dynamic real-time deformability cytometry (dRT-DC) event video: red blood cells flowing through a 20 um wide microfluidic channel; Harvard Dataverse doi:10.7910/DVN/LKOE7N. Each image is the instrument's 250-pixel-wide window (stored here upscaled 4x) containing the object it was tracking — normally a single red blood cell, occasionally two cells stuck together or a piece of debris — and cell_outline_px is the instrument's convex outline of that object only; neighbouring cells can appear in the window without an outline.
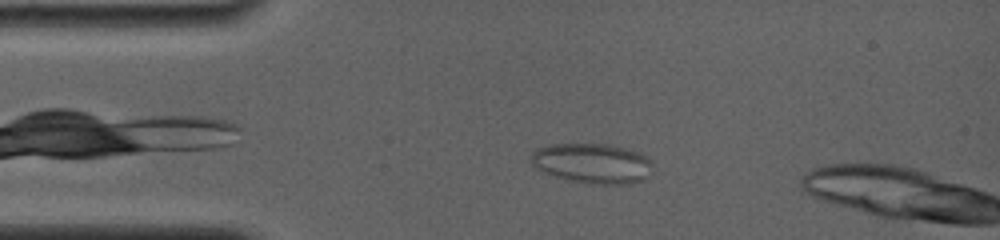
{"species": "common noctule bat (a hibernating species)", "species_latin": "Nyctalus noctula", "temperature_condition": "room temperature", "stored_images_in_passage": 18, "camera_frame_rate_fps": 4000, "um_per_image_px": 0.085, "animal": {"sex": "female", "body_mass_g": 19.0, "forearm_length_mm": 56.7}, "frame": {"image": 1, "passage_image": 10, "time_ms": 2.5, "image_size_px": [1000, 240], "cell_outline_px": [[652, 172], [644, 180], [632, 184], [588, 184], [568, 180], [544, 172], [536, 168], [532, 164], [532, 152], [536, 148], [552, 144], [608, 144], [640, 152], [652, 160]], "centroid_in_image_um": [50.4, 13.89], "position_along_channel_um": 34.6, "area_um2": 28.67}}